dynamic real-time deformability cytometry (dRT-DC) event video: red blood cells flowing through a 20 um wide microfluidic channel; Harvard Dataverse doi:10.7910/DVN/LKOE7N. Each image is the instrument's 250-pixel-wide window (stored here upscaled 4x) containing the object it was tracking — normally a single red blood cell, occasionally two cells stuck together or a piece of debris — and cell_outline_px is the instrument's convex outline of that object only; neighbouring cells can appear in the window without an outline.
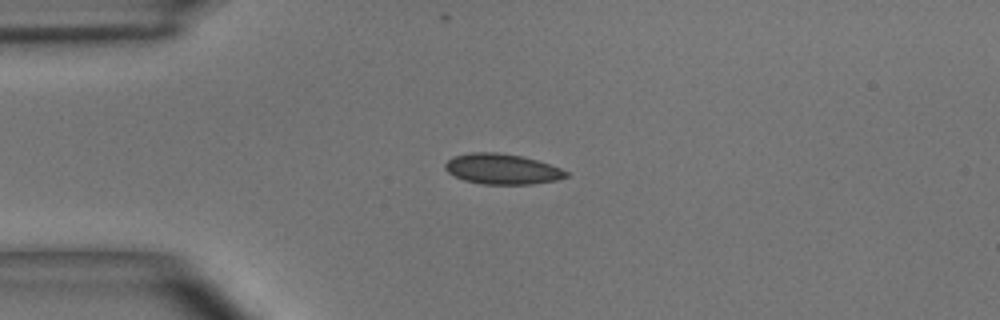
{"species": "common noctule bat (a hibernating species)", "species_latin": "Nyctalus noctula", "temperature_condition": "room temperature", "stored_images_in_passage": 28, "camera_frame_rate_fps": 3000, "um_per_image_px": 0.085, "animal": {"sex": "male", "body_mass_g": 15.6}, "frame": {"image": 1, "passage_image": 1, "time_ms": 0.0, "image_size_px": [1000, 320], "cell_outline_px": [[568, 176], [556, 180], [532, 184], [484, 184], [464, 180], [448, 172], [444, 168], [444, 164], [452, 156], [472, 152], [496, 152], [520, 156], [536, 160], [560, 168], [568, 172]], "centroid_in_image_um": [42.65, 14.36], "position_along_channel_um": 42.3, "area_um2": 21.27}}
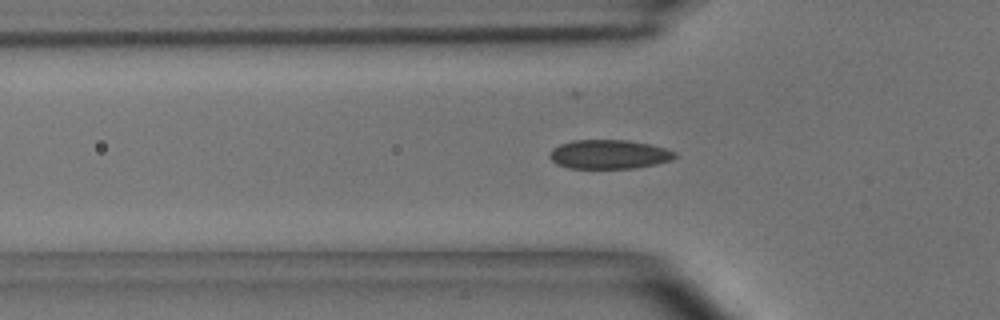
{"frame": {"image": 2, "passage_image": 5, "time_ms": 1.333, "image_size_px": [1000, 320], "cell_outline_px": [[676, 156], [672, 160], [656, 164], [636, 168], [568, 168], [556, 164], [548, 156], [548, 152], [552, 148], [560, 144], [572, 140], [628, 140], [648, 144], [664, 148], [676, 152]], "centroid_in_image_um": [51.73, 13.12], "position_along_channel_um": 74.1, "area_um2": 21.33}}
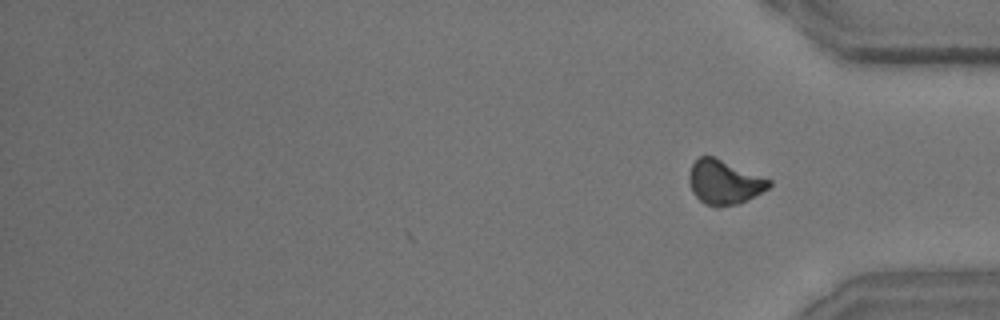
{"frame": {"image": 3, "passage_image": 28, "time_ms": 9.0, "image_size_px": [1000, 320], "cell_outline_px": [[772, 184], [768, 188], [748, 200], [740, 204], [716, 208], [704, 204], [692, 192], [688, 180], [688, 176], [692, 164], [700, 156], [712, 156], [772, 180]], "centroid_in_image_um": [61.55, 15.52], "position_along_channel_um": 373.7, "area_um2": 20.69}, "authors_computed_cell_mechanics": {"area_um2": 21.2415, "velocity_mm_per_s": 3.9393, "shape_relaxation_time_tau1_ms": 6.3906, "shape_relaxation_time_tau2_ms": 2.9234, "deformation_change_tau1": 0.1094, "deformation_change_tau2": 0.0781}}